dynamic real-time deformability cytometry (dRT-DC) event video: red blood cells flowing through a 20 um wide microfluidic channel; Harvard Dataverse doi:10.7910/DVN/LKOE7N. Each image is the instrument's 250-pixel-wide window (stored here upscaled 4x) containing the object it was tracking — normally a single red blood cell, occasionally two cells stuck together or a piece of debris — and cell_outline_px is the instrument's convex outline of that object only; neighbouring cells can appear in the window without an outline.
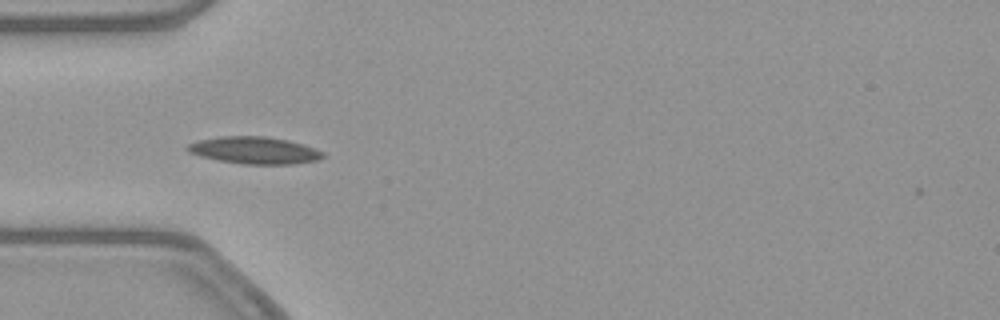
{"species": "common noctule bat (a hibernating species)", "species_latin": "Nyctalus noctula", "temperature_condition": "warm", "stored_images_in_passage": 39, "camera_frame_rate_fps": 3000, "um_per_image_px": 0.085, "animal": {"sex": "female", "body_mass_g": 21.9}, "frame": {"image": 1, "passage_image": 2, "time_ms": 0.333, "image_size_px": [1000, 320], "cell_outline_px": [[324, 156], [316, 160], [292, 164], [240, 164], [200, 156], [188, 152], [184, 148], [188, 144], [200, 140], [220, 136], [264, 136], [288, 140], [304, 144], [316, 148], [324, 152]], "centroid_in_image_um": [21.63, 12.77], "position_along_channel_um": 63.4, "area_um2": 21.39}}
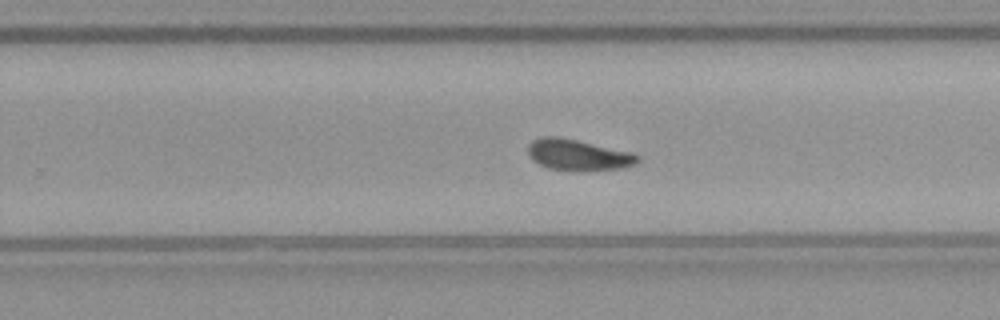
{"frame": {"image": 2, "passage_image": 19, "time_ms": 6.0, "image_size_px": [1000, 320], "cell_outline_px": [[640, 160], [636, 164], [620, 168], [576, 172], [548, 168], [532, 160], [528, 152], [528, 144], [532, 140], [540, 136], [556, 136], [576, 140], [632, 152], [640, 156]], "centroid_in_image_um": [49.13, 13.18], "position_along_channel_um": 280.7, "area_um2": 20.06}}
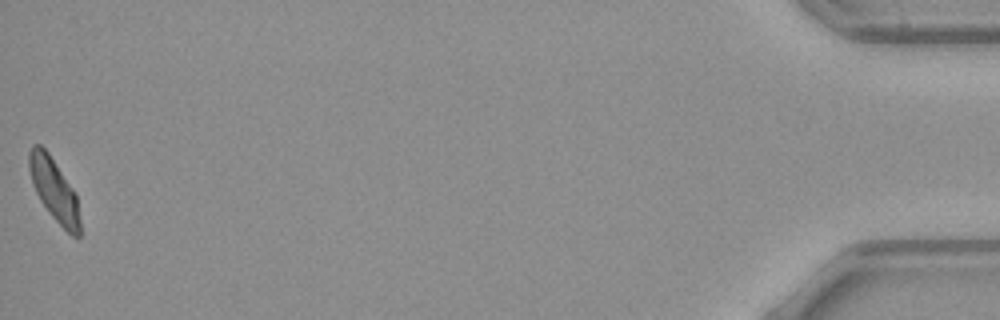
{"frame": {"image": 3, "passage_image": 39, "time_ms": 12.667, "image_size_px": [1000, 320], "cell_outline_px": [[80, 236], [72, 236], [52, 216], [40, 200], [32, 184], [28, 168], [28, 152], [32, 144], [40, 144], [48, 152], [76, 192], [80, 220]], "centroid_in_image_um": [4.59, 16.09], "position_along_channel_um": 430.6, "area_um2": 18.61}, "authors_computed_cell_mechanics": {"area_um2": 19.3052, "velocity_mm_per_s": 3.8296, "shape_relaxation_time_tau1_ms": 6.1917, "shape_relaxation_time_tau2_ms": 2.7022, "deformation_change_tau1": 0.1683, "deformation_change_tau2": 0.094}}